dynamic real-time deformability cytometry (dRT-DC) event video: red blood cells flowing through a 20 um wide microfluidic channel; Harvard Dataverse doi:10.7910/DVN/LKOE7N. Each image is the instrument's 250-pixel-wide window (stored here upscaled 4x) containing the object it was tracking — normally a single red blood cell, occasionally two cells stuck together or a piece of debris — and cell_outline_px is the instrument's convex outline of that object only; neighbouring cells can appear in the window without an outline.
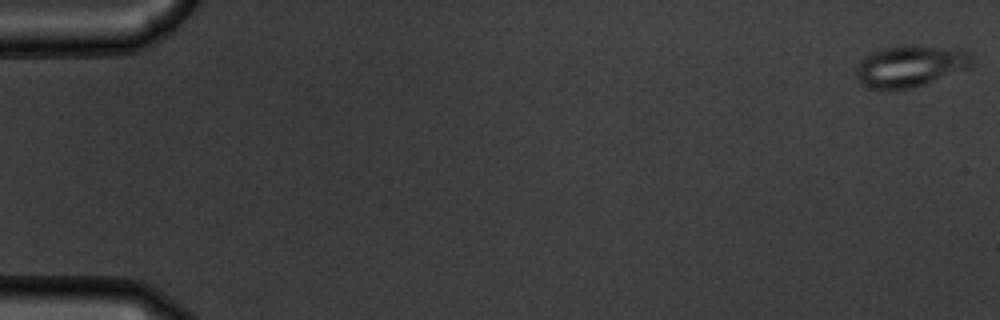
{"species": "common noctule bat (a hibernating species)", "species_latin": "Nyctalus noctula", "temperature_condition": "warm", "stored_images_in_passage": 55, "camera_frame_rate_fps": 3000, "um_per_image_px": 0.085, "animal": {"sex": "male", "body_mass_g": 19.5, "forearm_length_mm": 54.6}, "frame": {"image": 1, "passage_image": 1, "time_ms": 0.0, "image_size_px": [1000, 320], "cell_outline_px": [[972, 68], [912, 88], [872, 88], [860, 84], [856, 76], [856, 68], [860, 60], [864, 56], [872, 52], [896, 44], [920, 44], [968, 52], [972, 56]], "centroid_in_image_um": [77.36, 5.59], "position_along_channel_um": 7.6, "area_um2": 28.21}}
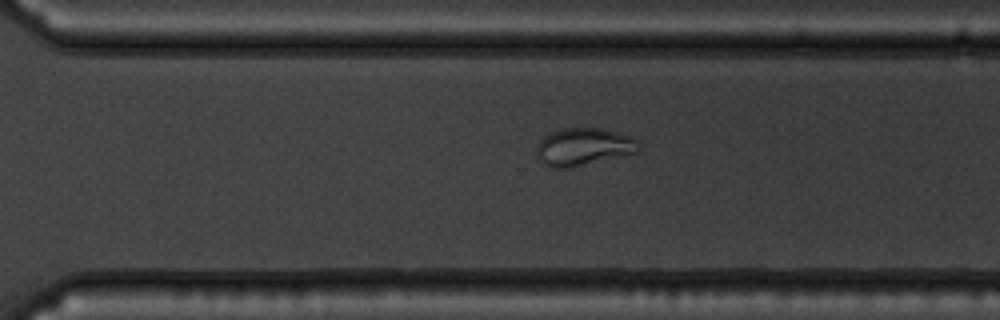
{"frame": {"image": 2, "passage_image": 39, "time_ms": 12.667, "image_size_px": [1000, 320], "cell_outline_px": [[636, 152], [572, 168], [552, 168], [544, 164], [536, 156], [536, 148], [540, 140], [544, 136], [552, 132], [564, 128], [604, 128], [632, 136], [636, 140]], "centroid_in_image_um": [49.54, 12.48], "position_along_channel_um": 321.1, "area_um2": 22.25}}
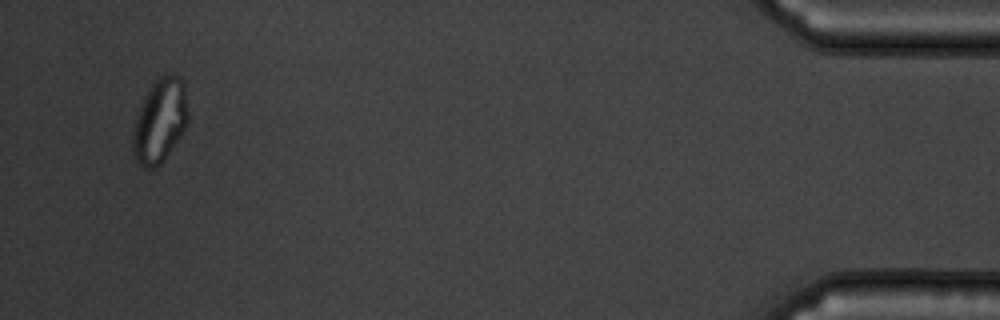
{"frame": {"image": 3, "passage_image": 53, "time_ms": 17.333, "image_size_px": [1000, 320], "cell_outline_px": [[188, 124], [164, 160], [156, 168], [144, 168], [136, 164], [132, 152], [132, 132], [136, 116], [144, 96], [152, 84], [160, 76], [172, 72], [176, 72], [180, 76], [184, 84], [188, 112]], "centroid_in_image_um": [13.58, 10.27], "position_along_channel_um": 421.6, "area_um2": 27.51}}